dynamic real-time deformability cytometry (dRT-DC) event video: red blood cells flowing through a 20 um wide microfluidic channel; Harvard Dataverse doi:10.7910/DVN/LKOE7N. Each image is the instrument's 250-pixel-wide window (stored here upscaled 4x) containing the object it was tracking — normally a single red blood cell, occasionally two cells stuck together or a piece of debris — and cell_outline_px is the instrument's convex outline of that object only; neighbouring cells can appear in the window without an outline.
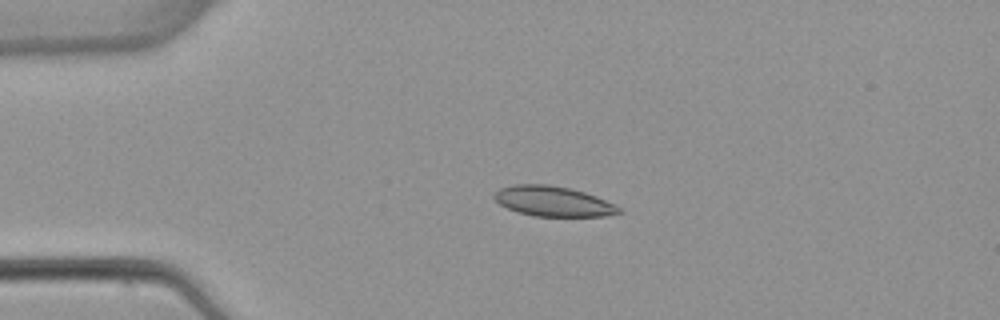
{"species": "common noctule bat (a hibernating species)", "species_latin": "Nyctalus noctula", "temperature_condition": "warm", "stored_images_in_passage": 3, "camera_frame_rate_fps": 3000, "um_per_image_px": 0.085, "animal": {"sex": "female", "body_mass_g": 22.7, "forearm_length_mm": 54.2}, "frame": {"image": 1, "passage_image": 2, "time_ms": 1.0, "image_size_px": [1000, 320], "cell_outline_px": [[624, 212], [604, 216], [532, 216], [516, 212], [500, 204], [492, 196], [500, 188], [512, 184], [548, 184], [572, 188], [596, 196], [616, 204]], "centroid_in_image_um": [47.02, 17.1], "position_along_channel_um": 38.0, "area_um2": 22.08}}